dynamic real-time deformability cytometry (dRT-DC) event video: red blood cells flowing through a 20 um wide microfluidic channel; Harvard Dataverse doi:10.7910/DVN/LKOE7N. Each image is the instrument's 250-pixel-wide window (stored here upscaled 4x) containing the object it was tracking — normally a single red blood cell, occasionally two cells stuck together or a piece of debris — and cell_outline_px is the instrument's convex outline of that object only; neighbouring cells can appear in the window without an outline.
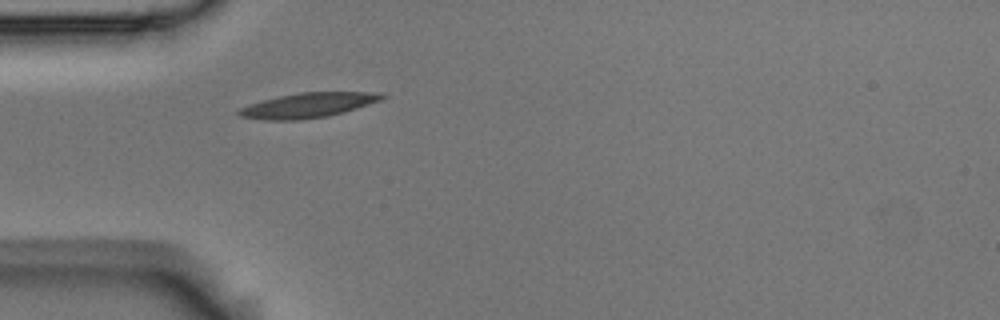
{"species": "Egyptian fruit bat (a non-hibernating species)", "species_latin": "Rousettus aegyptiacus", "temperature_condition": "room temperature", "stored_images_in_passage": 1, "camera_frame_rate_fps": 3000, "um_per_image_px": 0.085, "animal": {"sex": "male"}, "frame": {"image": 1, "passage_image": 1, "time_ms": 0.0, "image_size_px": [1000, 320], "cell_outline_px": [[388, 96], [380, 100], [344, 112], [328, 116], [300, 120], [264, 120], [240, 116], [236, 112], [240, 108], [264, 100], [280, 96], [300, 92], [384, 92]], "centroid_in_image_um": [26.23, 8.94], "position_along_channel_um": 58.8, "area_um2": 20.58}}